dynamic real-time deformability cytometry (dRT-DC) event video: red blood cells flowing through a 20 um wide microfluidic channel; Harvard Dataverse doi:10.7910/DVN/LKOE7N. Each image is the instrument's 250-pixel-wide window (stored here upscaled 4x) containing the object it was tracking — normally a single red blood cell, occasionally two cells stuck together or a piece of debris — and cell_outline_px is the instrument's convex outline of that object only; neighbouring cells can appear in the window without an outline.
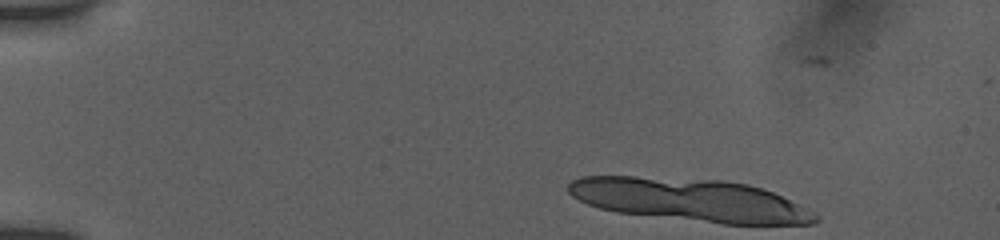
{"species": "human", "species_latin": "Homo sapiens", "temperature_condition": "room temperature", "stored_images_in_passage": 26, "camera_frame_rate_fps": 3000, "um_per_image_px": 0.085, "donor": {"sex": "female"}, "frame": {"image": 1, "passage_image": 1, "time_ms": 0.0, "image_size_px": [1000, 240], "cell_outline_px": [[820, 220], [816, 224], [724, 224], [616, 212], [600, 208], [588, 204], [572, 196], [568, 192], [568, 184], [572, 180], [580, 176], [636, 176], [724, 180], [748, 184], [772, 192], [808, 208], [820, 216]], "centroid_in_image_um": [58.68, 17.0], "position_along_channel_um": 26.3, "area_um2": 61.79}}
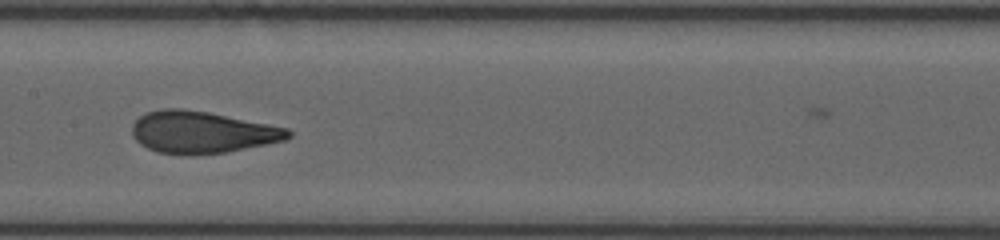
{"frame": {"image": 2, "passage_image": 15, "time_ms": 7.333, "image_size_px": [1000, 240], "cell_outline_px": [[292, 136], [284, 140], [228, 152], [192, 156], [156, 152], [140, 144], [132, 136], [132, 124], [140, 116], [148, 112], [164, 108], [180, 108], [208, 112], [288, 128], [292, 132]], "centroid_in_image_um": [17.15, 11.25], "position_along_channel_um": 190.3, "area_um2": 38.26}}
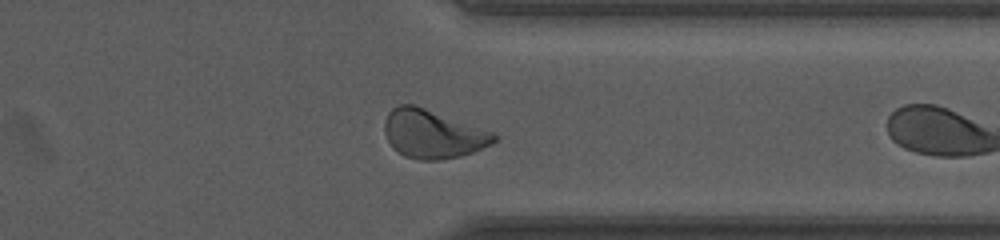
{"frame": {"image": 3, "passage_image": 25, "time_ms": 11.0, "image_size_px": [1000, 240], "cell_outline_px": [[496, 140], [492, 144], [472, 152], [460, 156], [436, 160], [420, 160], [404, 156], [388, 140], [384, 132], [384, 120], [388, 112], [392, 108], [400, 104], [416, 104], [492, 132], [496, 136]], "centroid_in_image_um": [36.76, 11.37], "position_along_channel_um": 374.6, "area_um2": 30.69}}